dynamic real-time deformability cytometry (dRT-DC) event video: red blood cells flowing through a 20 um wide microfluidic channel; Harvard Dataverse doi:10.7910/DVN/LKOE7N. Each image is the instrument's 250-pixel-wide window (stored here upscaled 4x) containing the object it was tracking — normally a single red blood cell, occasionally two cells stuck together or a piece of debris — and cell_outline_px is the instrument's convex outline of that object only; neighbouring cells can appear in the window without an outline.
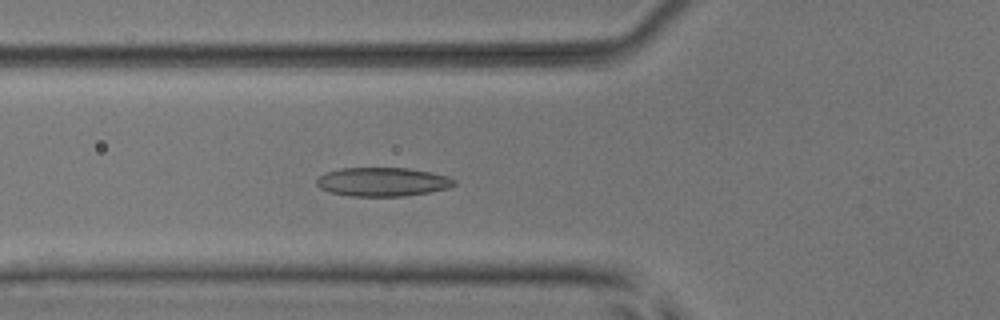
{"species": "common noctule bat (a hibernating species)", "species_latin": "Nyctalus noctula", "temperature_condition": "room temperature", "stored_images_in_passage": 53, "camera_frame_rate_fps": 3000, "um_per_image_px": 0.085, "animal": {"sex": "male", "body_mass_g": 17.9, "forearm_length_mm": 54.2}, "frame": {"image": 1, "passage_image": 19, "time_ms": 6.0, "image_size_px": [1000, 320], "cell_outline_px": [[456, 184], [448, 188], [428, 192], [404, 196], [352, 196], [328, 192], [320, 188], [316, 184], [316, 180], [324, 172], [340, 168], [408, 168], [448, 176], [456, 180]], "centroid_in_image_um": [32.49, 15.45], "position_along_channel_um": 93.3, "area_um2": 23.12}}
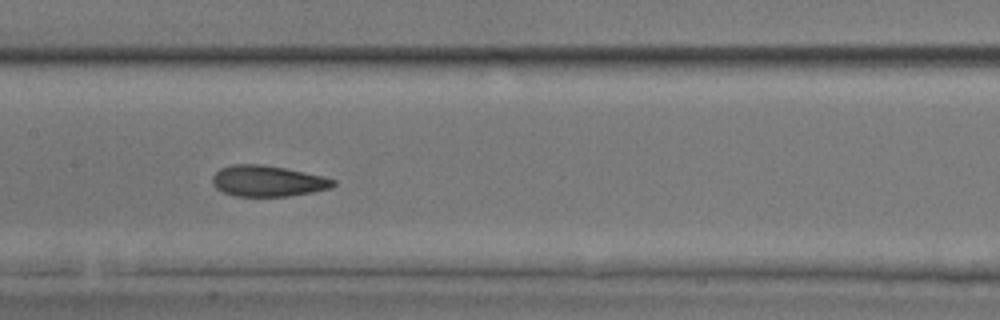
{"frame": {"image": 2, "passage_image": 26, "time_ms": 8.333, "image_size_px": [1000, 320], "cell_outline_px": [[336, 184], [328, 188], [312, 192], [288, 196], [236, 196], [224, 192], [216, 188], [212, 184], [212, 176], [220, 168], [232, 164], [260, 164], [284, 168], [324, 176], [336, 180]], "centroid_in_image_um": [22.73, 15.38], "position_along_channel_um": 184.7, "area_um2": 21.73}}
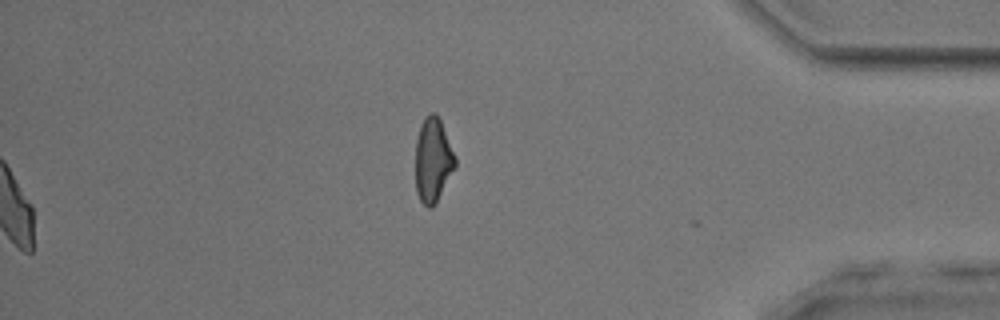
{"frame": {"image": 3, "passage_image": 53, "time_ms": 17.333, "image_size_px": [1000, 320], "cell_outline_px": [[456, 168], [432, 208], [428, 208], [420, 200], [416, 192], [416, 140], [420, 124], [428, 112], [436, 112], [440, 120], [456, 156]], "centroid_in_image_um": [36.81, 13.58], "position_along_channel_um": 398.4, "area_um2": 19.65}, "authors_computed_cell_mechanics": {"area_um2": 22.0796, "velocity_mm_per_s": 3.9201, "shape_relaxation_time_tau1_ms": 3.011, "shape_relaxation_time_tau2_ms": 2.0147, "deformation_change_tau1": 0.1101, "deformation_change_tau2": 0.0875}}